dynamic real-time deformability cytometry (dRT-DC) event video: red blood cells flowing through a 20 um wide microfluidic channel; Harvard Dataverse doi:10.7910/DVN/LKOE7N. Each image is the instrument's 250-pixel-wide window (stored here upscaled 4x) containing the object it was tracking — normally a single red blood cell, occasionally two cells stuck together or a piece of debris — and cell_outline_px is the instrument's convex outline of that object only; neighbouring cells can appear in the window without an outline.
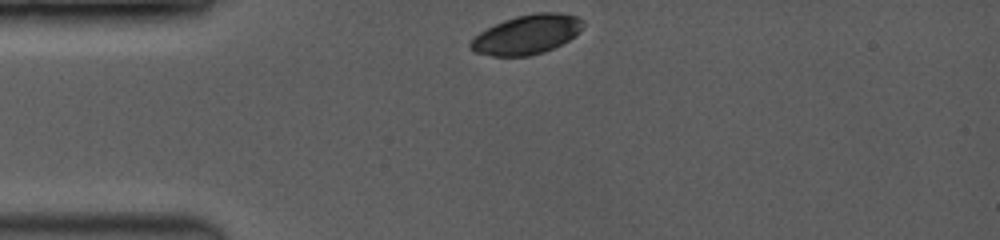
{"species": "common noctule bat (a hibernating species)", "species_latin": "Nyctalus noctula", "temperature_condition": "room temperature", "stored_images_in_passage": 48, "camera_frame_rate_fps": 3500, "um_per_image_px": 0.085, "animal": {"sex": "female", "body_mass_g": 19.0, "forearm_length_mm": 53.3}, "frame": {"image": 1, "passage_image": 1, "time_ms": 0.0, "image_size_px": [1000, 240], "cell_outline_px": [[584, 24], [568, 40], [544, 52], [528, 56], [492, 56], [476, 52], [468, 48], [468, 44], [480, 32], [504, 20], [516, 16], [536, 12], [560, 12], [576, 16], [584, 20]], "centroid_in_image_um": [44.76, 2.93], "position_along_channel_um": 40.2, "area_um2": 25.49}}
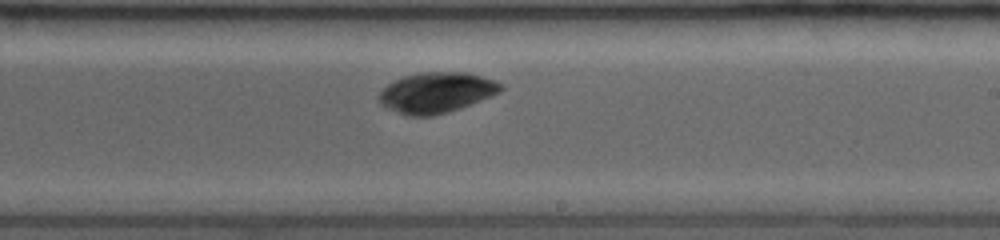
{"frame": {"image": 2, "passage_image": 28, "time_ms": 6.0, "image_size_px": [1000, 240], "cell_outline_px": [[504, 88], [500, 92], [492, 96], [460, 108], [448, 112], [432, 116], [412, 116], [388, 108], [380, 104], [376, 100], [376, 96], [388, 84], [404, 76], [420, 72], [468, 72], [496, 80], [504, 84]], "centroid_in_image_um": [37.12, 7.86], "position_along_channel_um": 251.9, "area_um2": 28.9}}
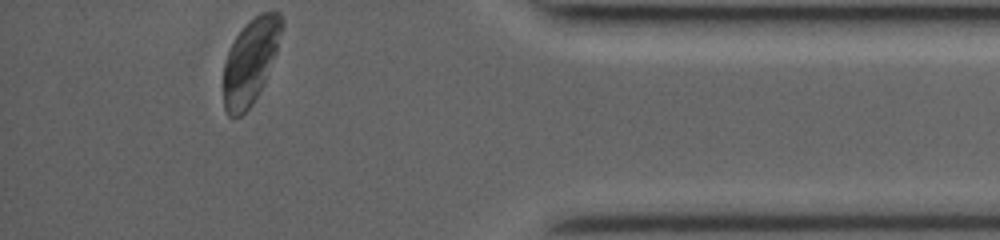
{"frame": {"image": 3, "passage_image": 47, "time_ms": 10.571, "image_size_px": [1000, 240], "cell_outline_px": [[284, 28], [276, 52], [264, 80], [252, 104], [240, 116], [228, 116], [224, 108], [224, 64], [228, 52], [236, 36], [260, 12], [280, 12], [284, 20]], "centroid_in_image_um": [21.31, 5.19], "position_along_channel_um": 413.9, "area_um2": 28.26}}